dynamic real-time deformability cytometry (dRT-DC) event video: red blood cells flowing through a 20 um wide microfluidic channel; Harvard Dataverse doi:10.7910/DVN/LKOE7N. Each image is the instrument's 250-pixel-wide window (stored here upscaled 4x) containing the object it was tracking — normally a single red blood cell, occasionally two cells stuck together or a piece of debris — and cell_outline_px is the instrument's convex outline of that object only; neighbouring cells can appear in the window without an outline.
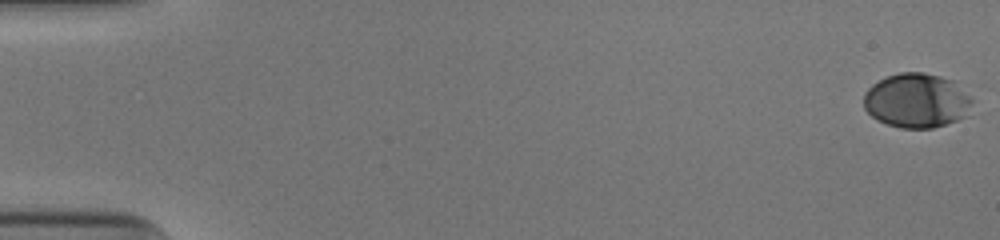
{"species": "human", "species_latin": "Homo sapiens", "temperature_condition": "cold", "stored_images_in_passage": 53, "camera_frame_rate_fps": 3000, "um_per_image_px": 0.085, "donor": {"sex": "male"}, "frame": {"image": 1, "passage_image": 1, "time_ms": 0.0, "image_size_px": [1000, 240], "cell_outline_px": [[972, 100], [968, 116], [932, 128], [900, 128], [888, 124], [872, 116], [864, 108], [864, 92], [872, 84], [884, 76], [900, 72], [924, 72], [940, 76], [952, 80]], "centroid_in_image_um": [77.89, 8.54], "position_along_channel_um": 7.1, "area_um2": 34.33}}
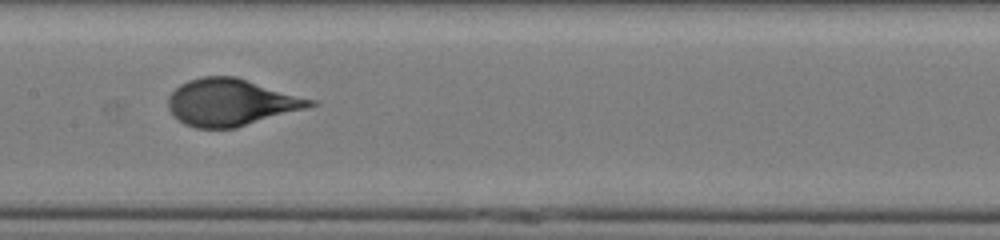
{"frame": {"image": 2, "passage_image": 28, "time_ms": 9.0, "image_size_px": [1000, 240], "cell_outline_px": [[320, 104], [236, 128], [196, 128], [184, 124], [168, 108], [168, 96], [180, 84], [188, 80], [204, 76], [236, 76], [316, 100]], "centroid_in_image_um": [19.66, 8.69], "position_along_channel_um": 187.7, "area_um2": 38.78}}
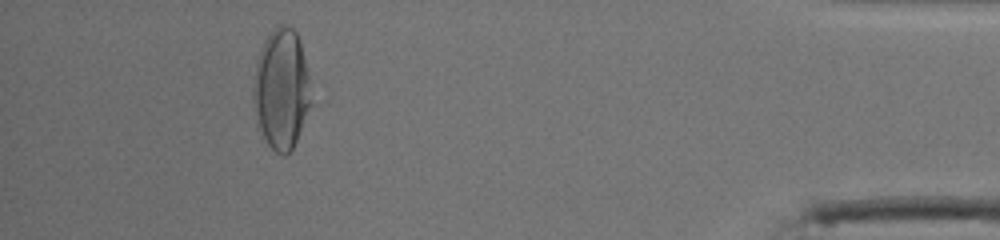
{"frame": {"image": 3, "passage_image": 49, "time_ms": 16.0, "image_size_px": [1000, 240], "cell_outline_px": [[308, 104], [296, 140], [292, 148], [284, 156], [276, 152], [268, 144], [260, 128], [252, 100], [252, 88], [256, 64], [264, 40], [280, 24], [284, 24], [292, 28], [296, 32], [300, 40], [308, 76]], "centroid_in_image_um": [23.87, 7.54], "position_along_channel_um": 411.3, "area_um2": 39.07}, "authors_computed_cell_mechanics": {"area_um2": 38.148, "velocity_mm_per_s": 3.9429, "shape_relaxation_time_tau1_ms": 4.4169, "shape_relaxation_time_tau2_ms": null, "deformation_change_tau1": 0.2034, "deformation_change_tau2": null}}